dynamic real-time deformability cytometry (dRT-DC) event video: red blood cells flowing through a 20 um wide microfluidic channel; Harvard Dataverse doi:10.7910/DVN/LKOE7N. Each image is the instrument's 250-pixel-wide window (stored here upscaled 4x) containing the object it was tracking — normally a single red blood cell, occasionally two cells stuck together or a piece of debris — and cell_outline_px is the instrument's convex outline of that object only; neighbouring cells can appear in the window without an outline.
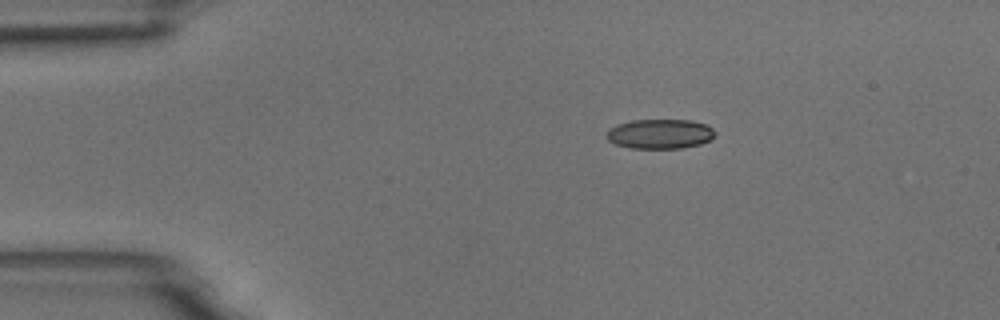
{"species": "common noctule bat (a hibernating species)", "species_latin": "Nyctalus noctula", "temperature_condition": "room temperature", "stored_images_in_passage": 45, "camera_frame_rate_fps": 3000, "um_per_image_px": 0.085, "animal": {"sex": "male", "body_mass_g": 18.8}, "frame": {"image": 1, "passage_image": 1, "time_ms": 0.0, "image_size_px": [1000, 320], "cell_outline_px": [[716, 132], [712, 140], [700, 144], [680, 148], [628, 148], [616, 144], [608, 140], [608, 128], [616, 124], [632, 120], [692, 120], [704, 124], [712, 128]], "centroid_in_image_um": [56.1, 11.38], "position_along_channel_um": 28.9, "area_um2": 18.79}}
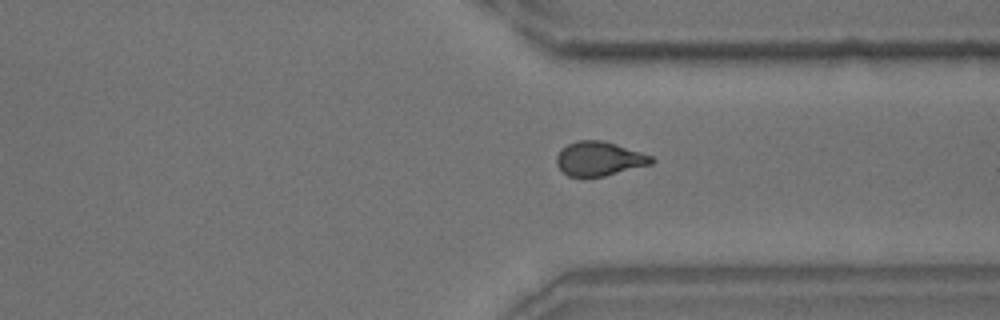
{"frame": {"image": 2, "passage_image": 32, "time_ms": 10.333, "image_size_px": [1000, 320], "cell_outline_px": [[656, 160], [652, 164], [604, 176], [584, 180], [568, 176], [560, 172], [556, 164], [556, 156], [568, 144], [576, 140], [600, 140], [616, 144], [652, 156]], "centroid_in_image_um": [50.89, 13.54], "position_along_channel_um": 360.5, "area_um2": 19.36}}
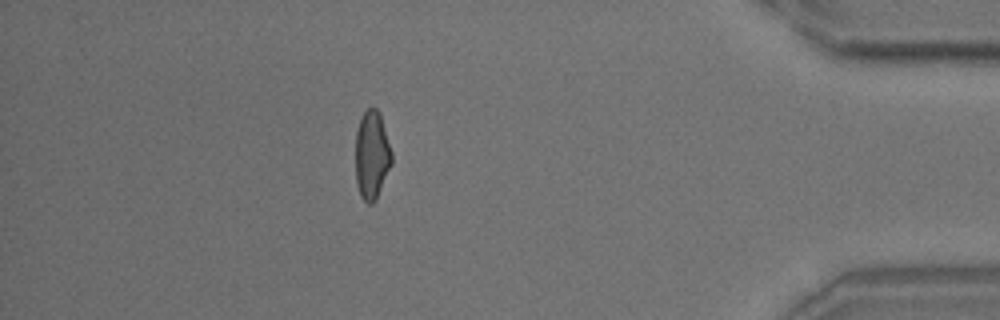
{"frame": {"image": 3, "passage_image": 39, "time_ms": 12.667, "image_size_px": [1000, 320], "cell_outline_px": [[392, 164], [376, 200], [372, 204], [368, 204], [360, 196], [356, 184], [356, 132], [360, 120], [364, 112], [368, 108], [376, 108], [380, 112], [392, 152]], "centroid_in_image_um": [31.61, 13.2], "position_along_channel_um": 403.6, "area_um2": 18.79}, "authors_computed_cell_mechanics": {"area_um2": 19.1318, "velocity_mm_per_s": 3.7338, "shape_relaxation_time_tau1_ms": 8.7121, "shape_relaxation_time_tau2_ms": 1.6756, "deformation_change_tau1": 0.1839, "deformation_change_tau2": 0.0752}}